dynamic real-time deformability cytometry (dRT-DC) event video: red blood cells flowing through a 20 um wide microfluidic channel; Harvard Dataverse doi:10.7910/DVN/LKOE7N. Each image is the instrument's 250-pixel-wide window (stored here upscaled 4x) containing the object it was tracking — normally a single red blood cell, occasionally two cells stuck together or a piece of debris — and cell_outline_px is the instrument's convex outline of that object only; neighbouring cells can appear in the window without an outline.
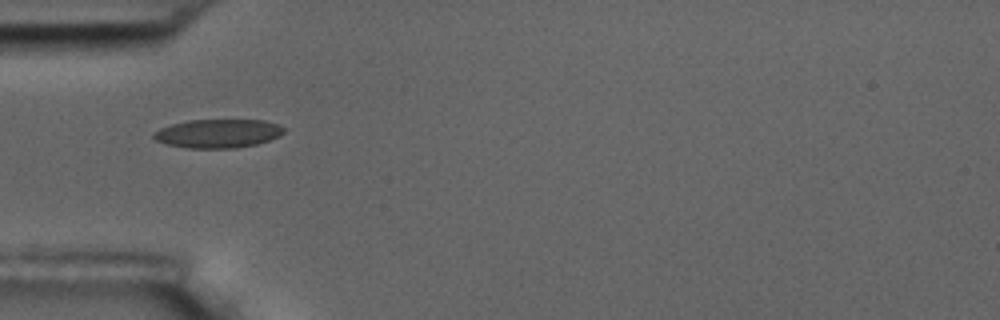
{"species": "common noctule bat (a hibernating species)", "species_latin": "Nyctalus noctula", "temperature_condition": "room temperature", "stored_images_in_passage": 7, "camera_frame_rate_fps": 3000, "um_per_image_px": 0.085, "animal": {"sex": "male", "body_mass_g": 17.5, "forearm_length_mm": 52.3}, "frame": {"image": 1, "passage_image": 1, "time_ms": 0.0, "image_size_px": [1000, 320], "cell_outline_px": [[284, 132], [280, 136], [256, 144], [236, 148], [188, 148], [168, 144], [156, 140], [152, 136], [152, 132], [160, 128], [172, 124], [188, 120], [264, 120], [280, 124], [284, 128]], "centroid_in_image_um": [18.54, 11.34], "position_along_channel_um": 66.5, "area_um2": 21.79}}
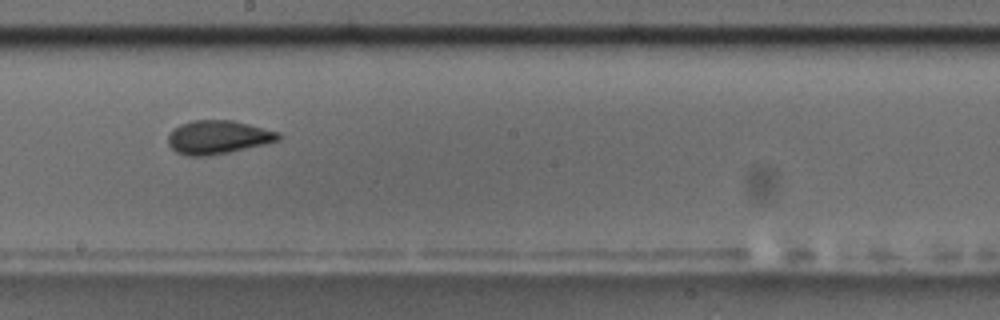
{"frame": {"image": 2, "passage_image": 5, "time_ms": 4.667, "image_size_px": [1000, 320], "cell_outline_px": [[280, 140], [264, 144], [228, 152], [208, 156], [188, 156], [176, 152], [168, 144], [168, 136], [180, 124], [192, 120], [232, 120], [280, 132]], "centroid_in_image_um": [18.53, 11.66], "position_along_channel_um": 229.7, "area_um2": 21.39}}
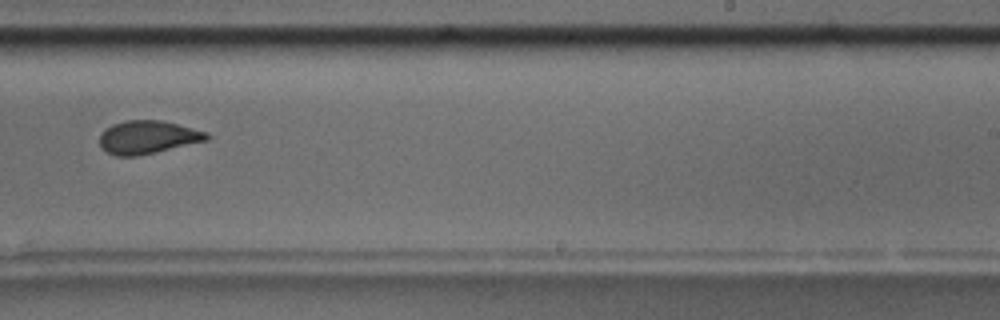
{"frame": {"image": 3, "passage_image": 6, "time_ms": 6.0, "image_size_px": [1000, 320], "cell_outline_px": [[212, 136], [208, 140], [156, 152], [136, 156], [116, 156], [100, 148], [100, 132], [104, 128], [112, 124], [124, 120], [160, 120], [208, 132]], "centroid_in_image_um": [12.54, 11.66], "position_along_channel_um": 276.5, "area_um2": 20.81}}